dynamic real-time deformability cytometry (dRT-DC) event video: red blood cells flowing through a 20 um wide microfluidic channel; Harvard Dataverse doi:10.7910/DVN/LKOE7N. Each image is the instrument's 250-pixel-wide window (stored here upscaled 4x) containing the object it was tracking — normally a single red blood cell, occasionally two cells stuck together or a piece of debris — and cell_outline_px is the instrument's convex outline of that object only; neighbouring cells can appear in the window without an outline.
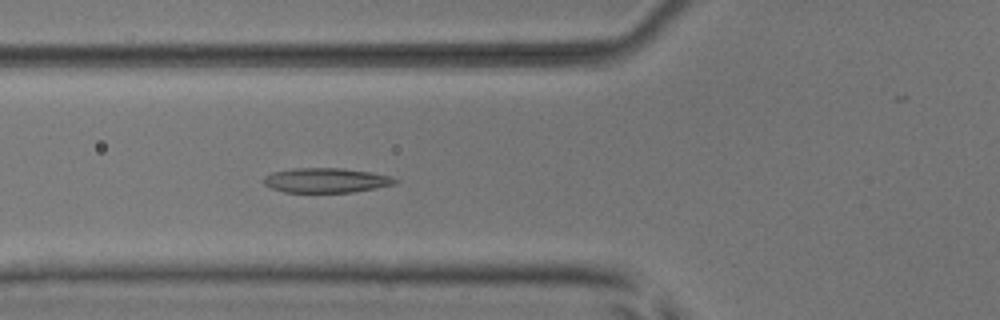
{"species": "common noctule bat (a hibernating species)", "species_latin": "Nyctalus noctula", "temperature_condition": "room temperature", "stored_images_in_passage": 6, "camera_frame_rate_fps": 3000, "um_per_image_px": 0.085, "animal": {"sex": "male", "body_mass_g": 17.9, "forearm_length_mm": 54.2}, "frame": {"image": 1, "passage_image": 6, "time_ms": 1.667, "image_size_px": [1000, 320], "cell_outline_px": [[400, 180], [396, 184], [376, 188], [352, 192], [284, 192], [272, 188], [264, 184], [264, 176], [272, 172], [292, 168], [340, 168], [368, 172], [392, 176]], "centroid_in_image_um": [27.73, 15.32], "position_along_channel_um": 98.1, "area_um2": 18.9}}